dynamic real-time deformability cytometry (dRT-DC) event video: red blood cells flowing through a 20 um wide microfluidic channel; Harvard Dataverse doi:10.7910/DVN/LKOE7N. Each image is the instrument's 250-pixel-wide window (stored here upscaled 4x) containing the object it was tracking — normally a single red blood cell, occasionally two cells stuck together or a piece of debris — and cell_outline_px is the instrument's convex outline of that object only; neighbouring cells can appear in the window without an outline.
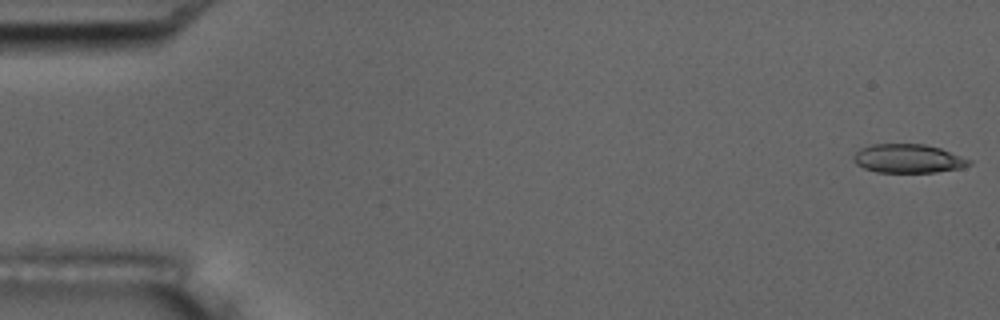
{"species": "common noctule bat (a hibernating species)", "species_latin": "Nyctalus noctula", "temperature_condition": "room temperature", "stored_images_in_passage": 14, "camera_frame_rate_fps": 3000, "um_per_image_px": 0.085, "animal": {"sex": "male", "body_mass_g": 17.5, "forearm_length_mm": 52.3}, "frame": {"image": 1, "passage_image": 1, "time_ms": 0.0, "image_size_px": [1000, 320], "cell_outline_px": [[972, 164], [960, 168], [936, 172], [876, 172], [864, 168], [856, 164], [852, 160], [852, 156], [860, 148], [872, 144], [924, 144], [940, 148], [972, 160]], "centroid_in_image_um": [77.17, 13.48], "position_along_channel_um": 7.8, "area_um2": 19.42}}